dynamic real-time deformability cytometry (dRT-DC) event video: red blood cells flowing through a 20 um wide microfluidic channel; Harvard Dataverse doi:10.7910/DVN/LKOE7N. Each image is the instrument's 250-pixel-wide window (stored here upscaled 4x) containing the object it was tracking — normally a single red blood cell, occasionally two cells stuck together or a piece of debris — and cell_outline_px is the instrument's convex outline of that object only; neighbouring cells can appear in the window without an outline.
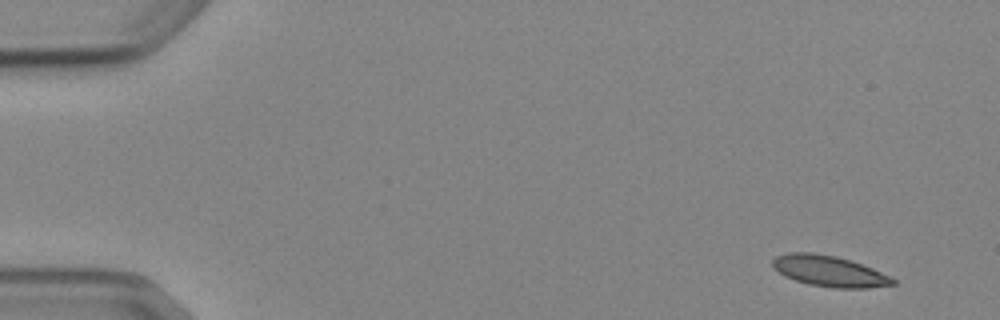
{"species": "Egyptian fruit bat (a non-hibernating species)", "species_latin": "Rousettus aegyptiacus", "temperature_condition": "cold", "stored_images_in_passage": 8, "camera_frame_rate_fps": 3000, "um_per_image_px": 0.085, "animal": {"sex": "female"}, "frame": {"image": 1, "passage_image": 1, "time_ms": 0.0, "image_size_px": [1000, 320], "cell_outline_px": [[896, 284], [868, 288], [836, 288], [808, 284], [784, 276], [772, 268], [772, 260], [776, 256], [788, 252], [812, 252], [836, 256], [872, 268], [896, 280]], "centroid_in_image_um": [70.44, 23.04], "position_along_channel_um": 14.6, "area_um2": 21.56}}
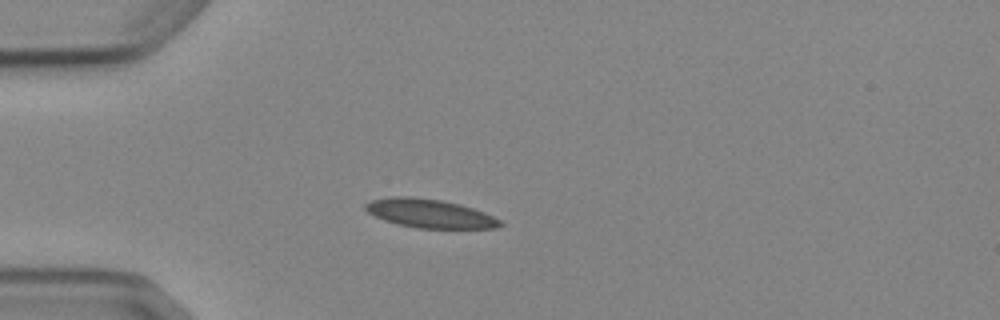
{"frame": {"image": 2, "passage_image": 4, "time_ms": 3.667, "image_size_px": [1000, 320], "cell_outline_px": [[504, 224], [496, 228], [416, 228], [384, 220], [368, 212], [364, 208], [364, 204], [372, 200], [388, 196], [412, 196], [440, 200], [460, 204], [484, 212], [500, 220]], "centroid_in_image_um": [36.51, 18.13], "position_along_channel_um": 48.5, "area_um2": 22.43}}
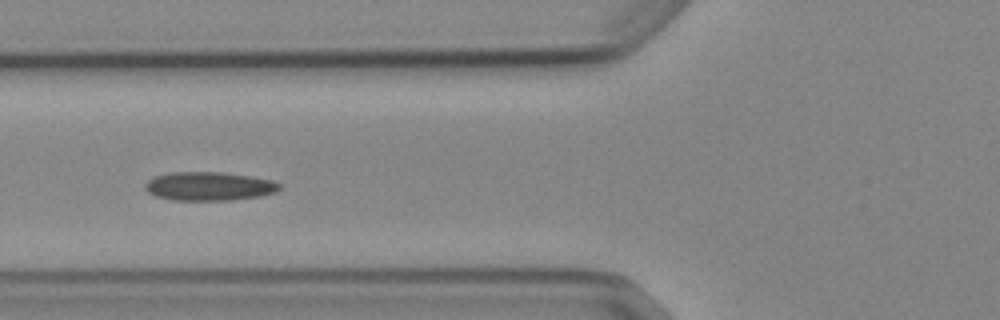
{"frame": {"image": 3, "passage_image": 6, "time_ms": 5.667, "image_size_px": [1000, 320], "cell_outline_px": [[280, 188], [276, 192], [260, 196], [232, 200], [172, 200], [156, 196], [148, 192], [144, 188], [144, 184], [152, 176], [168, 172], [224, 172], [252, 176], [272, 180], [280, 184]], "centroid_in_image_um": [17.74, 15.82], "position_along_channel_um": 108.1, "area_um2": 22.72}}